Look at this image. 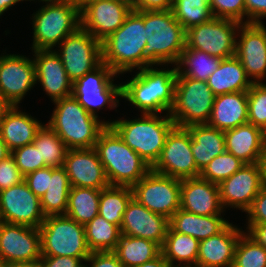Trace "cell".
I'll return each instance as SVG.
<instances>
[{
	"instance_id": "obj_21",
	"label": "cell",
	"mask_w": 266,
	"mask_h": 267,
	"mask_svg": "<svg viewBox=\"0 0 266 267\" xmlns=\"http://www.w3.org/2000/svg\"><path fill=\"white\" fill-rule=\"evenodd\" d=\"M63 168L71 187L104 189L109 186L95 148L68 149Z\"/></svg>"
},
{
	"instance_id": "obj_50",
	"label": "cell",
	"mask_w": 266,
	"mask_h": 267,
	"mask_svg": "<svg viewBox=\"0 0 266 267\" xmlns=\"http://www.w3.org/2000/svg\"><path fill=\"white\" fill-rule=\"evenodd\" d=\"M245 6L248 20L244 23H262L261 19L266 17V0H245Z\"/></svg>"
},
{
	"instance_id": "obj_44",
	"label": "cell",
	"mask_w": 266,
	"mask_h": 267,
	"mask_svg": "<svg viewBox=\"0 0 266 267\" xmlns=\"http://www.w3.org/2000/svg\"><path fill=\"white\" fill-rule=\"evenodd\" d=\"M11 156L24 177L31 172L46 167L45 162L40 161L39 150L33 143L13 150Z\"/></svg>"
},
{
	"instance_id": "obj_59",
	"label": "cell",
	"mask_w": 266,
	"mask_h": 267,
	"mask_svg": "<svg viewBox=\"0 0 266 267\" xmlns=\"http://www.w3.org/2000/svg\"><path fill=\"white\" fill-rule=\"evenodd\" d=\"M261 164H262V168H263L264 186L266 187V155L263 158Z\"/></svg>"
},
{
	"instance_id": "obj_25",
	"label": "cell",
	"mask_w": 266,
	"mask_h": 267,
	"mask_svg": "<svg viewBox=\"0 0 266 267\" xmlns=\"http://www.w3.org/2000/svg\"><path fill=\"white\" fill-rule=\"evenodd\" d=\"M239 228L229 223L221 232L199 241L198 267H232L240 236Z\"/></svg>"
},
{
	"instance_id": "obj_30",
	"label": "cell",
	"mask_w": 266,
	"mask_h": 267,
	"mask_svg": "<svg viewBox=\"0 0 266 267\" xmlns=\"http://www.w3.org/2000/svg\"><path fill=\"white\" fill-rule=\"evenodd\" d=\"M229 224L221 215L202 216L177 210L169 219V226L176 232L196 238L207 239L221 232Z\"/></svg>"
},
{
	"instance_id": "obj_16",
	"label": "cell",
	"mask_w": 266,
	"mask_h": 267,
	"mask_svg": "<svg viewBox=\"0 0 266 267\" xmlns=\"http://www.w3.org/2000/svg\"><path fill=\"white\" fill-rule=\"evenodd\" d=\"M41 200L23 180L0 191V221L39 228L45 220Z\"/></svg>"
},
{
	"instance_id": "obj_6",
	"label": "cell",
	"mask_w": 266,
	"mask_h": 267,
	"mask_svg": "<svg viewBox=\"0 0 266 267\" xmlns=\"http://www.w3.org/2000/svg\"><path fill=\"white\" fill-rule=\"evenodd\" d=\"M144 56L153 64H176L186 47V31L172 10L144 11Z\"/></svg>"
},
{
	"instance_id": "obj_26",
	"label": "cell",
	"mask_w": 266,
	"mask_h": 267,
	"mask_svg": "<svg viewBox=\"0 0 266 267\" xmlns=\"http://www.w3.org/2000/svg\"><path fill=\"white\" fill-rule=\"evenodd\" d=\"M226 151L244 164L261 163L266 155L263 130L245 123L224 132Z\"/></svg>"
},
{
	"instance_id": "obj_23",
	"label": "cell",
	"mask_w": 266,
	"mask_h": 267,
	"mask_svg": "<svg viewBox=\"0 0 266 267\" xmlns=\"http://www.w3.org/2000/svg\"><path fill=\"white\" fill-rule=\"evenodd\" d=\"M36 83L42 84L52 101L72 95L73 83L69 80L62 60L54 50L34 51Z\"/></svg>"
},
{
	"instance_id": "obj_20",
	"label": "cell",
	"mask_w": 266,
	"mask_h": 267,
	"mask_svg": "<svg viewBox=\"0 0 266 267\" xmlns=\"http://www.w3.org/2000/svg\"><path fill=\"white\" fill-rule=\"evenodd\" d=\"M239 29L241 38L236 41L235 56L249 79L261 83L266 76V27L263 23H243Z\"/></svg>"
},
{
	"instance_id": "obj_29",
	"label": "cell",
	"mask_w": 266,
	"mask_h": 267,
	"mask_svg": "<svg viewBox=\"0 0 266 267\" xmlns=\"http://www.w3.org/2000/svg\"><path fill=\"white\" fill-rule=\"evenodd\" d=\"M191 135V150L197 169L202 170L216 156L226 151L224 132L208 124L186 128Z\"/></svg>"
},
{
	"instance_id": "obj_36",
	"label": "cell",
	"mask_w": 266,
	"mask_h": 267,
	"mask_svg": "<svg viewBox=\"0 0 266 267\" xmlns=\"http://www.w3.org/2000/svg\"><path fill=\"white\" fill-rule=\"evenodd\" d=\"M199 241L192 236L174 231L170 226L161 247L162 254L169 265L178 261L180 265H196L198 256Z\"/></svg>"
},
{
	"instance_id": "obj_13",
	"label": "cell",
	"mask_w": 266,
	"mask_h": 267,
	"mask_svg": "<svg viewBox=\"0 0 266 267\" xmlns=\"http://www.w3.org/2000/svg\"><path fill=\"white\" fill-rule=\"evenodd\" d=\"M60 56L69 80L74 83L102 63L101 42L79 27L60 44Z\"/></svg>"
},
{
	"instance_id": "obj_62",
	"label": "cell",
	"mask_w": 266,
	"mask_h": 267,
	"mask_svg": "<svg viewBox=\"0 0 266 267\" xmlns=\"http://www.w3.org/2000/svg\"><path fill=\"white\" fill-rule=\"evenodd\" d=\"M69 1H73V2L79 3L81 5L85 0H69Z\"/></svg>"
},
{
	"instance_id": "obj_32",
	"label": "cell",
	"mask_w": 266,
	"mask_h": 267,
	"mask_svg": "<svg viewBox=\"0 0 266 267\" xmlns=\"http://www.w3.org/2000/svg\"><path fill=\"white\" fill-rule=\"evenodd\" d=\"M125 267H136L158 257L161 246L140 237L121 235L116 248L112 251Z\"/></svg>"
},
{
	"instance_id": "obj_4",
	"label": "cell",
	"mask_w": 266,
	"mask_h": 267,
	"mask_svg": "<svg viewBox=\"0 0 266 267\" xmlns=\"http://www.w3.org/2000/svg\"><path fill=\"white\" fill-rule=\"evenodd\" d=\"M48 126L62 139L68 149L93 148L108 122L88 113L71 95L53 101Z\"/></svg>"
},
{
	"instance_id": "obj_5",
	"label": "cell",
	"mask_w": 266,
	"mask_h": 267,
	"mask_svg": "<svg viewBox=\"0 0 266 267\" xmlns=\"http://www.w3.org/2000/svg\"><path fill=\"white\" fill-rule=\"evenodd\" d=\"M142 115L133 120L108 121V126L152 167L161 155L168 134L176 125L169 114L162 118L159 114Z\"/></svg>"
},
{
	"instance_id": "obj_54",
	"label": "cell",
	"mask_w": 266,
	"mask_h": 267,
	"mask_svg": "<svg viewBox=\"0 0 266 267\" xmlns=\"http://www.w3.org/2000/svg\"><path fill=\"white\" fill-rule=\"evenodd\" d=\"M169 263L164 258L163 254L161 253L158 257L155 259L145 262L142 265L136 266V267H169Z\"/></svg>"
},
{
	"instance_id": "obj_1",
	"label": "cell",
	"mask_w": 266,
	"mask_h": 267,
	"mask_svg": "<svg viewBox=\"0 0 266 267\" xmlns=\"http://www.w3.org/2000/svg\"><path fill=\"white\" fill-rule=\"evenodd\" d=\"M144 11H131L122 26L101 42L102 62L115 73L143 69L153 64L144 56Z\"/></svg>"
},
{
	"instance_id": "obj_2",
	"label": "cell",
	"mask_w": 266,
	"mask_h": 267,
	"mask_svg": "<svg viewBox=\"0 0 266 267\" xmlns=\"http://www.w3.org/2000/svg\"><path fill=\"white\" fill-rule=\"evenodd\" d=\"M176 67L169 70L145 67L129 82L121 84V97L132 103L143 114L170 111L174 105Z\"/></svg>"
},
{
	"instance_id": "obj_48",
	"label": "cell",
	"mask_w": 266,
	"mask_h": 267,
	"mask_svg": "<svg viewBox=\"0 0 266 267\" xmlns=\"http://www.w3.org/2000/svg\"><path fill=\"white\" fill-rule=\"evenodd\" d=\"M248 213V224H266V187L264 186L254 198Z\"/></svg>"
},
{
	"instance_id": "obj_17",
	"label": "cell",
	"mask_w": 266,
	"mask_h": 267,
	"mask_svg": "<svg viewBox=\"0 0 266 267\" xmlns=\"http://www.w3.org/2000/svg\"><path fill=\"white\" fill-rule=\"evenodd\" d=\"M39 228L0 221V262L7 266L41 258Z\"/></svg>"
},
{
	"instance_id": "obj_11",
	"label": "cell",
	"mask_w": 266,
	"mask_h": 267,
	"mask_svg": "<svg viewBox=\"0 0 266 267\" xmlns=\"http://www.w3.org/2000/svg\"><path fill=\"white\" fill-rule=\"evenodd\" d=\"M131 189L137 202L168 219L180 209V179L150 170Z\"/></svg>"
},
{
	"instance_id": "obj_34",
	"label": "cell",
	"mask_w": 266,
	"mask_h": 267,
	"mask_svg": "<svg viewBox=\"0 0 266 267\" xmlns=\"http://www.w3.org/2000/svg\"><path fill=\"white\" fill-rule=\"evenodd\" d=\"M70 188L71 185L65 169L63 167H51L49 188L40 198L41 209L45 216L65 215Z\"/></svg>"
},
{
	"instance_id": "obj_43",
	"label": "cell",
	"mask_w": 266,
	"mask_h": 267,
	"mask_svg": "<svg viewBox=\"0 0 266 267\" xmlns=\"http://www.w3.org/2000/svg\"><path fill=\"white\" fill-rule=\"evenodd\" d=\"M247 95L248 123L264 130L266 127V84L253 83Z\"/></svg>"
},
{
	"instance_id": "obj_38",
	"label": "cell",
	"mask_w": 266,
	"mask_h": 267,
	"mask_svg": "<svg viewBox=\"0 0 266 267\" xmlns=\"http://www.w3.org/2000/svg\"><path fill=\"white\" fill-rule=\"evenodd\" d=\"M85 234L91 252L113 251L122 235L119 226L99 214L85 225Z\"/></svg>"
},
{
	"instance_id": "obj_60",
	"label": "cell",
	"mask_w": 266,
	"mask_h": 267,
	"mask_svg": "<svg viewBox=\"0 0 266 267\" xmlns=\"http://www.w3.org/2000/svg\"><path fill=\"white\" fill-rule=\"evenodd\" d=\"M118 1L128 4L129 6H131L132 10L134 11V0H118Z\"/></svg>"
},
{
	"instance_id": "obj_57",
	"label": "cell",
	"mask_w": 266,
	"mask_h": 267,
	"mask_svg": "<svg viewBox=\"0 0 266 267\" xmlns=\"http://www.w3.org/2000/svg\"><path fill=\"white\" fill-rule=\"evenodd\" d=\"M11 155V152L7 148L6 143L0 135V161L5 160L8 156Z\"/></svg>"
},
{
	"instance_id": "obj_45",
	"label": "cell",
	"mask_w": 266,
	"mask_h": 267,
	"mask_svg": "<svg viewBox=\"0 0 266 267\" xmlns=\"http://www.w3.org/2000/svg\"><path fill=\"white\" fill-rule=\"evenodd\" d=\"M213 17L230 19L243 24L246 16L245 0H209Z\"/></svg>"
},
{
	"instance_id": "obj_33",
	"label": "cell",
	"mask_w": 266,
	"mask_h": 267,
	"mask_svg": "<svg viewBox=\"0 0 266 267\" xmlns=\"http://www.w3.org/2000/svg\"><path fill=\"white\" fill-rule=\"evenodd\" d=\"M221 60V58L212 56L204 51L185 47L175 64L177 76L207 81L214 71L218 69ZM182 65L187 68L183 69Z\"/></svg>"
},
{
	"instance_id": "obj_7",
	"label": "cell",
	"mask_w": 266,
	"mask_h": 267,
	"mask_svg": "<svg viewBox=\"0 0 266 267\" xmlns=\"http://www.w3.org/2000/svg\"><path fill=\"white\" fill-rule=\"evenodd\" d=\"M45 6L33 14L32 49L52 50L81 27L80 4L69 0H43Z\"/></svg>"
},
{
	"instance_id": "obj_58",
	"label": "cell",
	"mask_w": 266,
	"mask_h": 267,
	"mask_svg": "<svg viewBox=\"0 0 266 267\" xmlns=\"http://www.w3.org/2000/svg\"><path fill=\"white\" fill-rule=\"evenodd\" d=\"M8 267H42V265H41V261L38 260V261H32V262L16 263Z\"/></svg>"
},
{
	"instance_id": "obj_49",
	"label": "cell",
	"mask_w": 266,
	"mask_h": 267,
	"mask_svg": "<svg viewBox=\"0 0 266 267\" xmlns=\"http://www.w3.org/2000/svg\"><path fill=\"white\" fill-rule=\"evenodd\" d=\"M85 262H91L90 267H125L112 251L92 252Z\"/></svg>"
},
{
	"instance_id": "obj_46",
	"label": "cell",
	"mask_w": 266,
	"mask_h": 267,
	"mask_svg": "<svg viewBox=\"0 0 266 267\" xmlns=\"http://www.w3.org/2000/svg\"><path fill=\"white\" fill-rule=\"evenodd\" d=\"M24 180V176L18 169L14 158L10 155L0 161V191L18 185Z\"/></svg>"
},
{
	"instance_id": "obj_3",
	"label": "cell",
	"mask_w": 266,
	"mask_h": 267,
	"mask_svg": "<svg viewBox=\"0 0 266 267\" xmlns=\"http://www.w3.org/2000/svg\"><path fill=\"white\" fill-rule=\"evenodd\" d=\"M94 148L111 186L132 187L151 170V166L111 126L100 133Z\"/></svg>"
},
{
	"instance_id": "obj_51",
	"label": "cell",
	"mask_w": 266,
	"mask_h": 267,
	"mask_svg": "<svg viewBox=\"0 0 266 267\" xmlns=\"http://www.w3.org/2000/svg\"><path fill=\"white\" fill-rule=\"evenodd\" d=\"M42 267H83V260L69 256H41Z\"/></svg>"
},
{
	"instance_id": "obj_37",
	"label": "cell",
	"mask_w": 266,
	"mask_h": 267,
	"mask_svg": "<svg viewBox=\"0 0 266 267\" xmlns=\"http://www.w3.org/2000/svg\"><path fill=\"white\" fill-rule=\"evenodd\" d=\"M133 198L131 187L111 186L100 190L99 215L108 222L121 227L123 215Z\"/></svg>"
},
{
	"instance_id": "obj_18",
	"label": "cell",
	"mask_w": 266,
	"mask_h": 267,
	"mask_svg": "<svg viewBox=\"0 0 266 267\" xmlns=\"http://www.w3.org/2000/svg\"><path fill=\"white\" fill-rule=\"evenodd\" d=\"M221 206L239 208L247 212L264 187L263 168L261 163L244 164L232 176L219 185Z\"/></svg>"
},
{
	"instance_id": "obj_10",
	"label": "cell",
	"mask_w": 266,
	"mask_h": 267,
	"mask_svg": "<svg viewBox=\"0 0 266 267\" xmlns=\"http://www.w3.org/2000/svg\"><path fill=\"white\" fill-rule=\"evenodd\" d=\"M115 75L118 74L102 62L93 71L73 83L72 95L88 113L98 117L95 114L96 110L106 104L111 109L119 104L116 97H121V84L119 86L113 84Z\"/></svg>"
},
{
	"instance_id": "obj_53",
	"label": "cell",
	"mask_w": 266,
	"mask_h": 267,
	"mask_svg": "<svg viewBox=\"0 0 266 267\" xmlns=\"http://www.w3.org/2000/svg\"><path fill=\"white\" fill-rule=\"evenodd\" d=\"M247 235L266 249V224H248Z\"/></svg>"
},
{
	"instance_id": "obj_47",
	"label": "cell",
	"mask_w": 266,
	"mask_h": 267,
	"mask_svg": "<svg viewBox=\"0 0 266 267\" xmlns=\"http://www.w3.org/2000/svg\"><path fill=\"white\" fill-rule=\"evenodd\" d=\"M51 178V167H44L27 174L24 181L29 189L39 198H41L49 188Z\"/></svg>"
},
{
	"instance_id": "obj_9",
	"label": "cell",
	"mask_w": 266,
	"mask_h": 267,
	"mask_svg": "<svg viewBox=\"0 0 266 267\" xmlns=\"http://www.w3.org/2000/svg\"><path fill=\"white\" fill-rule=\"evenodd\" d=\"M214 99L215 95L207 85V81L177 76L170 118L181 128L207 124L211 117Z\"/></svg>"
},
{
	"instance_id": "obj_61",
	"label": "cell",
	"mask_w": 266,
	"mask_h": 267,
	"mask_svg": "<svg viewBox=\"0 0 266 267\" xmlns=\"http://www.w3.org/2000/svg\"><path fill=\"white\" fill-rule=\"evenodd\" d=\"M169 267H198V266L197 265H193V266L192 265H183V266L181 265L180 266V265H177L176 263L175 265H170Z\"/></svg>"
},
{
	"instance_id": "obj_40",
	"label": "cell",
	"mask_w": 266,
	"mask_h": 267,
	"mask_svg": "<svg viewBox=\"0 0 266 267\" xmlns=\"http://www.w3.org/2000/svg\"><path fill=\"white\" fill-rule=\"evenodd\" d=\"M171 10L185 31L213 18L209 0H172Z\"/></svg>"
},
{
	"instance_id": "obj_24",
	"label": "cell",
	"mask_w": 266,
	"mask_h": 267,
	"mask_svg": "<svg viewBox=\"0 0 266 267\" xmlns=\"http://www.w3.org/2000/svg\"><path fill=\"white\" fill-rule=\"evenodd\" d=\"M180 208L197 215H221L224 211L218 184L200 176L181 180Z\"/></svg>"
},
{
	"instance_id": "obj_27",
	"label": "cell",
	"mask_w": 266,
	"mask_h": 267,
	"mask_svg": "<svg viewBox=\"0 0 266 267\" xmlns=\"http://www.w3.org/2000/svg\"><path fill=\"white\" fill-rule=\"evenodd\" d=\"M245 123H248L247 92L215 96L208 125L225 132Z\"/></svg>"
},
{
	"instance_id": "obj_8",
	"label": "cell",
	"mask_w": 266,
	"mask_h": 267,
	"mask_svg": "<svg viewBox=\"0 0 266 267\" xmlns=\"http://www.w3.org/2000/svg\"><path fill=\"white\" fill-rule=\"evenodd\" d=\"M39 230L42 256H69L85 262L92 253L87 244L85 225L66 215L46 216Z\"/></svg>"
},
{
	"instance_id": "obj_35",
	"label": "cell",
	"mask_w": 266,
	"mask_h": 267,
	"mask_svg": "<svg viewBox=\"0 0 266 267\" xmlns=\"http://www.w3.org/2000/svg\"><path fill=\"white\" fill-rule=\"evenodd\" d=\"M100 190L71 187L65 215L79 224L86 225L99 214Z\"/></svg>"
},
{
	"instance_id": "obj_39",
	"label": "cell",
	"mask_w": 266,
	"mask_h": 267,
	"mask_svg": "<svg viewBox=\"0 0 266 267\" xmlns=\"http://www.w3.org/2000/svg\"><path fill=\"white\" fill-rule=\"evenodd\" d=\"M33 144L39 150L40 161H44L46 167H63L68 148L47 124L38 130Z\"/></svg>"
},
{
	"instance_id": "obj_55",
	"label": "cell",
	"mask_w": 266,
	"mask_h": 267,
	"mask_svg": "<svg viewBox=\"0 0 266 267\" xmlns=\"http://www.w3.org/2000/svg\"><path fill=\"white\" fill-rule=\"evenodd\" d=\"M13 106L0 94V122Z\"/></svg>"
},
{
	"instance_id": "obj_42",
	"label": "cell",
	"mask_w": 266,
	"mask_h": 267,
	"mask_svg": "<svg viewBox=\"0 0 266 267\" xmlns=\"http://www.w3.org/2000/svg\"><path fill=\"white\" fill-rule=\"evenodd\" d=\"M244 163L233 154L225 151L214 157L200 173L202 179L211 183L220 184L237 172Z\"/></svg>"
},
{
	"instance_id": "obj_28",
	"label": "cell",
	"mask_w": 266,
	"mask_h": 267,
	"mask_svg": "<svg viewBox=\"0 0 266 267\" xmlns=\"http://www.w3.org/2000/svg\"><path fill=\"white\" fill-rule=\"evenodd\" d=\"M13 106L0 122V135L10 152L32 144L43 124L27 113Z\"/></svg>"
},
{
	"instance_id": "obj_56",
	"label": "cell",
	"mask_w": 266,
	"mask_h": 267,
	"mask_svg": "<svg viewBox=\"0 0 266 267\" xmlns=\"http://www.w3.org/2000/svg\"><path fill=\"white\" fill-rule=\"evenodd\" d=\"M23 0H0V16L8 10V8L15 5L17 2H21ZM29 1V0H28Z\"/></svg>"
},
{
	"instance_id": "obj_64",
	"label": "cell",
	"mask_w": 266,
	"mask_h": 267,
	"mask_svg": "<svg viewBox=\"0 0 266 267\" xmlns=\"http://www.w3.org/2000/svg\"><path fill=\"white\" fill-rule=\"evenodd\" d=\"M0 267H8V266L4 264L3 262H0Z\"/></svg>"
},
{
	"instance_id": "obj_12",
	"label": "cell",
	"mask_w": 266,
	"mask_h": 267,
	"mask_svg": "<svg viewBox=\"0 0 266 267\" xmlns=\"http://www.w3.org/2000/svg\"><path fill=\"white\" fill-rule=\"evenodd\" d=\"M240 25V22L234 20L213 17L186 31V47L221 59L235 56V35Z\"/></svg>"
},
{
	"instance_id": "obj_63",
	"label": "cell",
	"mask_w": 266,
	"mask_h": 267,
	"mask_svg": "<svg viewBox=\"0 0 266 267\" xmlns=\"http://www.w3.org/2000/svg\"><path fill=\"white\" fill-rule=\"evenodd\" d=\"M263 136H264V139H265V141H266V127H265V129L263 130Z\"/></svg>"
},
{
	"instance_id": "obj_41",
	"label": "cell",
	"mask_w": 266,
	"mask_h": 267,
	"mask_svg": "<svg viewBox=\"0 0 266 267\" xmlns=\"http://www.w3.org/2000/svg\"><path fill=\"white\" fill-rule=\"evenodd\" d=\"M232 267H266V249L244 232L237 242Z\"/></svg>"
},
{
	"instance_id": "obj_14",
	"label": "cell",
	"mask_w": 266,
	"mask_h": 267,
	"mask_svg": "<svg viewBox=\"0 0 266 267\" xmlns=\"http://www.w3.org/2000/svg\"><path fill=\"white\" fill-rule=\"evenodd\" d=\"M151 170L180 180L200 176L191 150V135L186 128L175 126L170 131Z\"/></svg>"
},
{
	"instance_id": "obj_15",
	"label": "cell",
	"mask_w": 266,
	"mask_h": 267,
	"mask_svg": "<svg viewBox=\"0 0 266 267\" xmlns=\"http://www.w3.org/2000/svg\"><path fill=\"white\" fill-rule=\"evenodd\" d=\"M132 8L118 0H85L80 5L81 27L102 42L124 23Z\"/></svg>"
},
{
	"instance_id": "obj_31",
	"label": "cell",
	"mask_w": 266,
	"mask_h": 267,
	"mask_svg": "<svg viewBox=\"0 0 266 267\" xmlns=\"http://www.w3.org/2000/svg\"><path fill=\"white\" fill-rule=\"evenodd\" d=\"M207 85L215 96L234 93L247 92L253 85L246 74L242 63L236 56L222 59L218 69L208 78Z\"/></svg>"
},
{
	"instance_id": "obj_52",
	"label": "cell",
	"mask_w": 266,
	"mask_h": 267,
	"mask_svg": "<svg viewBox=\"0 0 266 267\" xmlns=\"http://www.w3.org/2000/svg\"><path fill=\"white\" fill-rule=\"evenodd\" d=\"M172 0H134V11L171 10Z\"/></svg>"
},
{
	"instance_id": "obj_19",
	"label": "cell",
	"mask_w": 266,
	"mask_h": 267,
	"mask_svg": "<svg viewBox=\"0 0 266 267\" xmlns=\"http://www.w3.org/2000/svg\"><path fill=\"white\" fill-rule=\"evenodd\" d=\"M35 84L33 60L16 54L0 56V94L12 106H18Z\"/></svg>"
},
{
	"instance_id": "obj_22",
	"label": "cell",
	"mask_w": 266,
	"mask_h": 267,
	"mask_svg": "<svg viewBox=\"0 0 266 267\" xmlns=\"http://www.w3.org/2000/svg\"><path fill=\"white\" fill-rule=\"evenodd\" d=\"M169 228V219L151 212L134 198L128 203L120 230L122 235L140 237L158 243L161 247Z\"/></svg>"
}]
</instances>
